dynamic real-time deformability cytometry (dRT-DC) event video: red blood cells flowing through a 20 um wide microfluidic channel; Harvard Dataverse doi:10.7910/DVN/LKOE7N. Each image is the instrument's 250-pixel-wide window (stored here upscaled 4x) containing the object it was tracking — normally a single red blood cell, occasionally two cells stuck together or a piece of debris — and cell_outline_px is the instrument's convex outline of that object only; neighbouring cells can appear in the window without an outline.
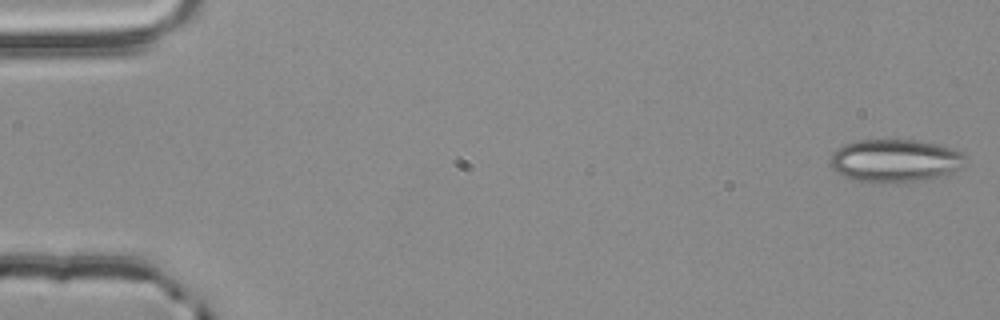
{"species": "common noctule bat (a hibernating species)", "species_latin": "Nyctalus noctula", "temperature_condition": "room temperature", "stored_images_in_passage": 54, "camera_frame_rate_fps": 3000, "um_per_image_px": 0.085, "animal": {"sex": "male", "body_mass_g": 20.4}, "frame": {"image": 1, "passage_image": 1, "time_ms": 0.0, "image_size_px": [1000, 320], "cell_outline_px": [[968, 160], [960, 168], [944, 176], [928, 180], [884, 184], [852, 180], [836, 172], [828, 164], [832, 152], [836, 148], [844, 144], [860, 140], [912, 140], [936, 144], [952, 148], [960, 152]], "centroid_in_image_um": [76.05, 13.68], "position_along_channel_um": 8.9, "area_um2": 34.39}}
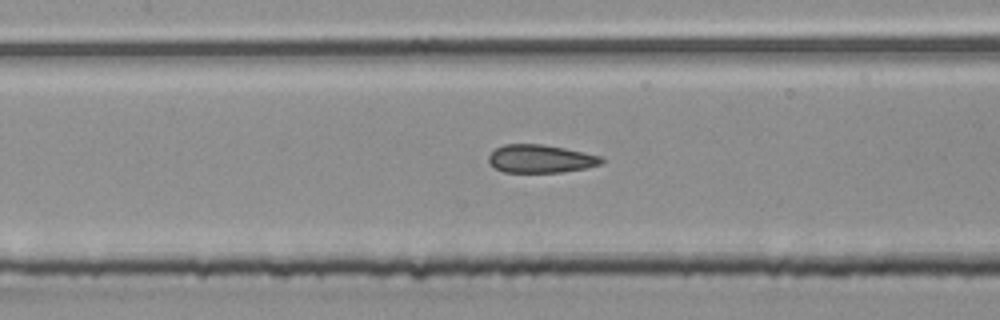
{"frame": {"image": 2, "passage_image": 25, "time_ms": 8.0, "image_size_px": [1000, 320], "cell_outline_px": [[604, 160], [600, 164], [584, 168], [560, 172], [504, 172], [496, 168], [488, 160], [488, 156], [496, 148], [504, 144], [540, 144], [564, 148], [604, 156]], "centroid_in_image_um": [45.96, 13.49], "position_along_channel_um": 161.4, "area_um2": 18.32}}
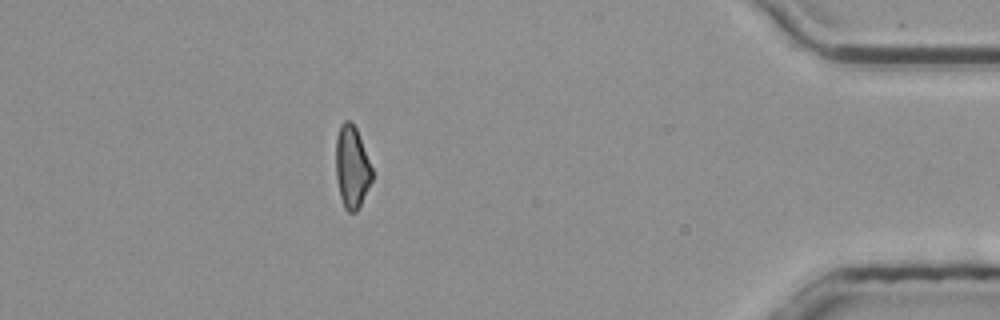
{"frame": {"image": 3, "passage_image": 48, "time_ms": 15.667, "image_size_px": [1000, 320], "cell_outline_px": [[372, 180], [356, 212], [348, 212], [344, 208], [340, 196], [336, 176], [336, 136], [340, 124], [344, 120], [352, 120], [356, 128], [372, 168]], "centroid_in_image_um": [29.89, 14.17], "position_along_channel_um": 405.3, "area_um2": 17.28}, "authors_computed_cell_mechanics": {"area_um2": 18.8139, "velocity_mm_per_s": 3.8318, "shape_relaxation_time_tau1_ms": null, "shape_relaxation_time_tau2_ms": 1.5383, "deformation_change_tau1": null, "deformation_change_tau2": 0.0962}}